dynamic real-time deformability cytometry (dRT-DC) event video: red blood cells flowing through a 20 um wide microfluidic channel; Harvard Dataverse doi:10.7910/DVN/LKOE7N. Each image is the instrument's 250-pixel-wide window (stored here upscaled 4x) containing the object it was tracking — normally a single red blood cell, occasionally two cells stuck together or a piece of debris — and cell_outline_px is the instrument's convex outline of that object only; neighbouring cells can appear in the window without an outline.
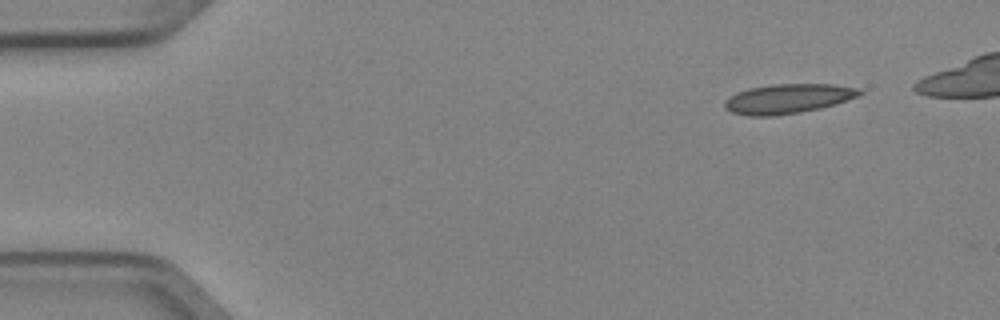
{"species": "Egyptian fruit bat (a non-hibernating species)", "species_latin": "Rousettus aegyptiacus", "temperature_condition": "cold", "stored_images_in_passage": 6, "camera_frame_rate_fps": 3000, "um_per_image_px": 0.085, "animal": {"sex": "female"}, "frame": {"image": 1, "passage_image": 1, "time_ms": 0.0, "image_size_px": [1000, 320], "cell_outline_px": [[864, 92], [860, 96], [836, 104], [820, 108], [772, 116], [748, 116], [732, 112], [724, 108], [724, 100], [728, 96], [736, 92], [748, 88], [772, 84], [832, 84], [860, 88]], "centroid_in_image_um": [66.97, 8.38], "position_along_channel_um": 18.0, "area_um2": 23.41}}
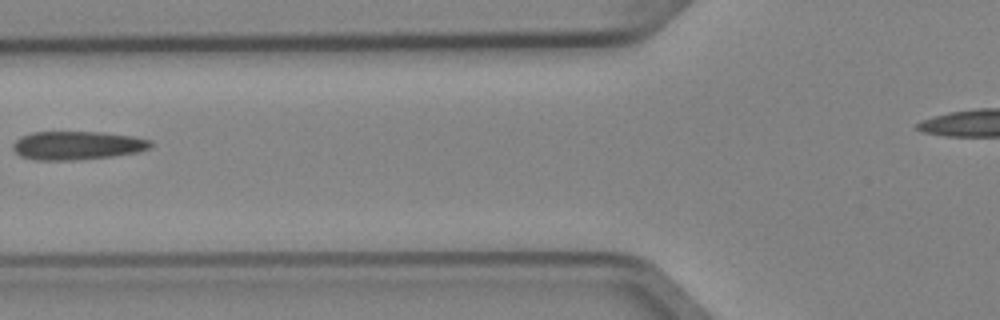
{"frame": {"image": 2, "passage_image": 5, "time_ms": 1.333, "image_size_px": [1000, 320], "cell_outline_px": [[152, 148], [140, 152], [112, 156], [72, 160], [36, 160], [20, 156], [12, 148], [12, 144], [20, 136], [32, 132], [100, 132], [132, 136], [152, 140]], "centroid_in_image_um": [6.57, 12.36], "position_along_channel_um": 119.2, "area_um2": 23.0}}